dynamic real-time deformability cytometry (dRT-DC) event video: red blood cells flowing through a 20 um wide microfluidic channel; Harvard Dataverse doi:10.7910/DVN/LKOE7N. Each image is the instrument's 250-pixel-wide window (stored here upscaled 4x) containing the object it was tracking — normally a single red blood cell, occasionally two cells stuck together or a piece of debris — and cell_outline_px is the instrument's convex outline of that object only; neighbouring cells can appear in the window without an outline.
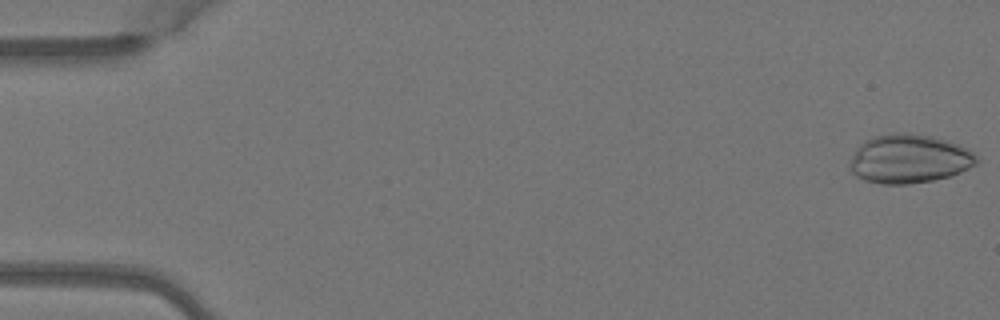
{"species": "Egyptian fruit bat (a non-hibernating species)", "species_latin": "Rousettus aegyptiacus", "temperature_condition": "warm", "stored_images_in_passage": 5, "camera_frame_rate_fps": 3000, "um_per_image_px": 0.085, "animal": {"sex": "female"}, "frame": {"image": 1, "passage_image": 1, "time_ms": 0.0, "image_size_px": [1000, 320], "cell_outline_px": [[980, 156], [976, 164], [952, 176], [932, 180], [908, 184], [880, 184], [864, 180], [856, 176], [852, 172], [848, 164], [856, 148], [864, 140], [872, 136], [892, 132], [908, 132], [932, 136], [968, 148]], "centroid_in_image_um": [77.26, 13.49], "position_along_channel_um": 7.7, "area_um2": 36.53}}